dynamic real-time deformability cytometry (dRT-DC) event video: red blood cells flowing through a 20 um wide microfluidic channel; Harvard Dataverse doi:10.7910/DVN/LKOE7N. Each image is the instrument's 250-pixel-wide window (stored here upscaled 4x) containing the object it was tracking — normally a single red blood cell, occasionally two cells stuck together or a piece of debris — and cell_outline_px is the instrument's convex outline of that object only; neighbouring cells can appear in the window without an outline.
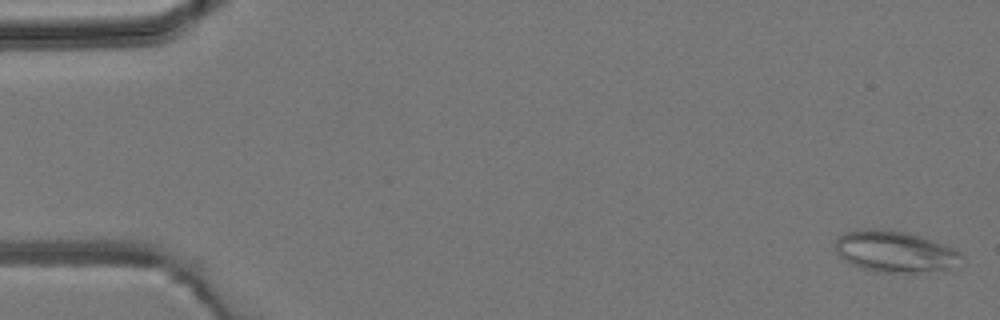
{"species": "common noctule bat (a hibernating species)", "species_latin": "Nyctalus noctula", "temperature_condition": "room temperature", "stored_images_in_passage": 6, "camera_frame_rate_fps": 3000, "um_per_image_px": 0.085, "animal": {"sex": "male", "body_mass_g": 19.2, "forearm_length_mm": 51.8}, "frame": {"image": 1, "passage_image": 1, "time_ms": 0.0, "image_size_px": [1000, 320], "cell_outline_px": [[964, 256], [952, 268], [912, 272], [880, 272], [864, 268], [844, 260], [836, 252], [836, 240], [844, 232], [868, 228], [872, 228], [904, 232], [920, 236], [956, 248]], "centroid_in_image_um": [76.08, 21.37], "position_along_channel_um": 8.9, "area_um2": 29.94}}
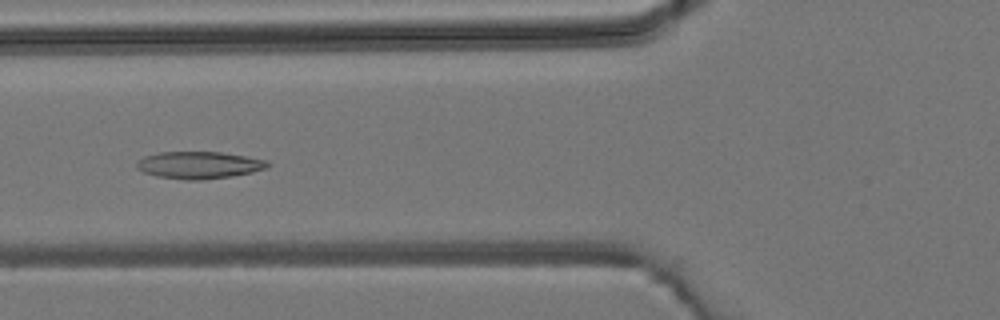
{"frame": {"image": 2, "passage_image": 6, "time_ms": 5.667, "image_size_px": [1000, 320], "cell_outline_px": [[272, 164], [268, 168], [252, 172], [232, 176], [200, 180], [188, 180], [156, 176], [144, 172], [136, 168], [136, 164], [144, 156], [160, 152], [220, 152], [268, 160]], "centroid_in_image_um": [16.95, 14.03], "position_along_channel_um": 108.8, "area_um2": 20.69}}